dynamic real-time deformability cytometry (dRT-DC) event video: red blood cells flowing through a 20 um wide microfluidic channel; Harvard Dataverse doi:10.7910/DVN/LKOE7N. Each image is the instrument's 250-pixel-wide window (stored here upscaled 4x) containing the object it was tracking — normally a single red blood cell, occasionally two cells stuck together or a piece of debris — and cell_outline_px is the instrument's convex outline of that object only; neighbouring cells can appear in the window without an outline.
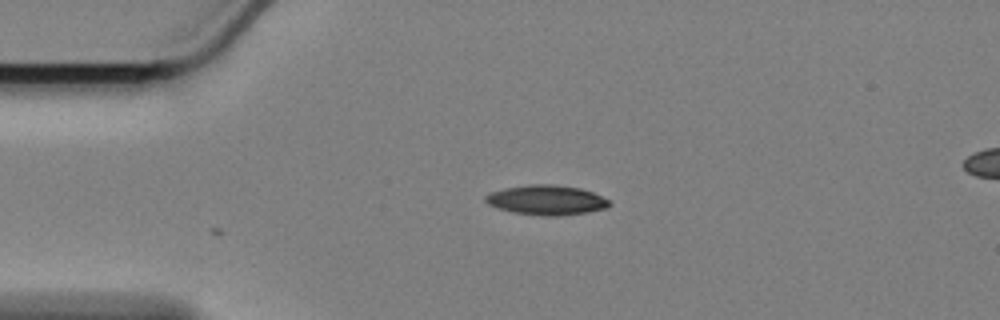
{"species": "Egyptian fruit bat (a non-hibernating species)", "species_latin": "Rousettus aegyptiacus", "temperature_condition": "cold", "stored_images_in_passage": 2, "camera_frame_rate_fps": 3000, "um_per_image_px": 0.085, "animal": {"sex": "female"}, "frame": {"image": 1, "passage_image": 1, "time_ms": 0.0, "image_size_px": [1000, 320], "cell_outline_px": [[612, 204], [608, 208], [588, 212], [556, 216], [548, 216], [512, 212], [496, 208], [488, 204], [484, 200], [484, 196], [492, 192], [504, 188], [528, 184], [556, 184], [580, 188], [592, 192], [608, 200]], "centroid_in_image_um": [46.44, 17.0], "position_along_channel_um": 38.6, "area_um2": 21.56}}